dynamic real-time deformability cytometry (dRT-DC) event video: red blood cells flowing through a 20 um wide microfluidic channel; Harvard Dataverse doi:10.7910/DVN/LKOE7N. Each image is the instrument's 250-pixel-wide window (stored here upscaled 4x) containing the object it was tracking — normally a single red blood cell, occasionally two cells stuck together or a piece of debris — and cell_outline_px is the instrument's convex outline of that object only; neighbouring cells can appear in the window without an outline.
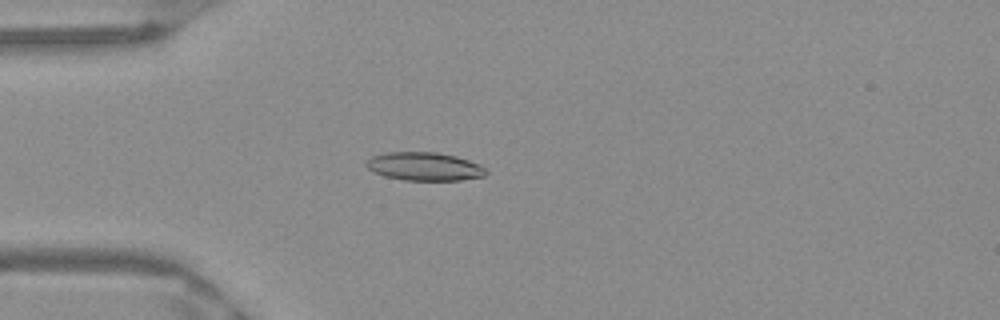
{"species": "Egyptian fruit bat (a non-hibernating species)", "species_latin": "Rousettus aegyptiacus", "temperature_condition": "warm", "stored_images_in_passage": 51, "camera_frame_rate_fps": 3000, "um_per_image_px": 0.085, "frame": {"image": 1, "passage_image": 14, "time_ms": 4.333, "image_size_px": [1000, 320], "cell_outline_px": [[488, 172], [484, 176], [460, 180], [404, 180], [384, 176], [372, 172], [364, 164], [372, 156], [388, 152], [436, 152], [456, 156], [480, 164]], "centroid_in_image_um": [36.06, 14.15], "position_along_channel_um": 48.9, "area_um2": 19.77}}
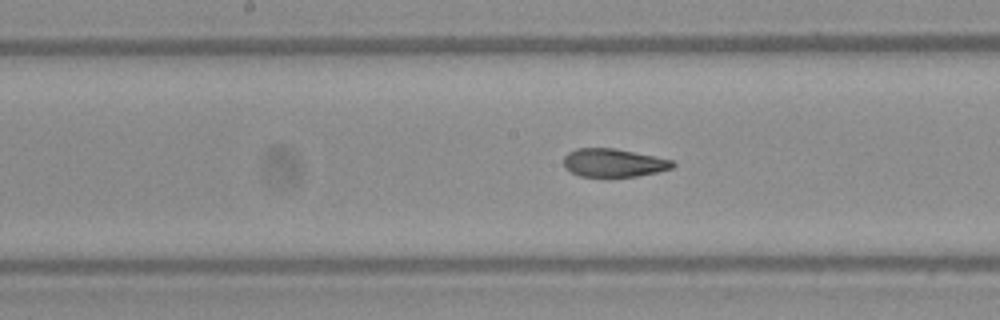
{"frame": {"image": 2, "passage_image": 26, "time_ms": 8.333, "image_size_px": [1000, 320], "cell_outline_px": [[676, 164], [672, 168], [656, 172], [636, 176], [580, 176], [564, 168], [564, 156], [568, 152], [576, 148], [616, 148], [672, 160]], "centroid_in_image_um": [52.13, 13.82], "position_along_channel_um": 196.1, "area_um2": 17.8}}
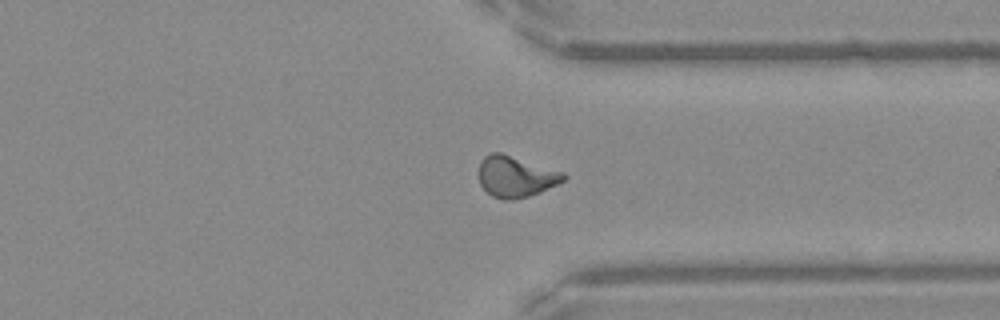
{"frame": {"image": 3, "passage_image": 39, "time_ms": 12.667, "image_size_px": [1000, 320], "cell_outline_px": [[568, 176], [564, 180], [540, 192], [528, 196], [508, 200], [504, 200], [492, 196], [480, 184], [480, 160], [484, 156], [492, 152], [500, 152], [564, 172]], "centroid_in_image_um": [43.84, 15.0], "position_along_channel_um": 367.6, "area_um2": 20.06}, "authors_computed_cell_mechanics": {"area_um2": 19.363, "velocity_mm_per_s": 3.977, "shape_relaxation_time_tau1_ms": null, "shape_relaxation_time_tau2_ms": 1.8354, "deformation_change_tau1": null, "deformation_change_tau2": 0.091}}